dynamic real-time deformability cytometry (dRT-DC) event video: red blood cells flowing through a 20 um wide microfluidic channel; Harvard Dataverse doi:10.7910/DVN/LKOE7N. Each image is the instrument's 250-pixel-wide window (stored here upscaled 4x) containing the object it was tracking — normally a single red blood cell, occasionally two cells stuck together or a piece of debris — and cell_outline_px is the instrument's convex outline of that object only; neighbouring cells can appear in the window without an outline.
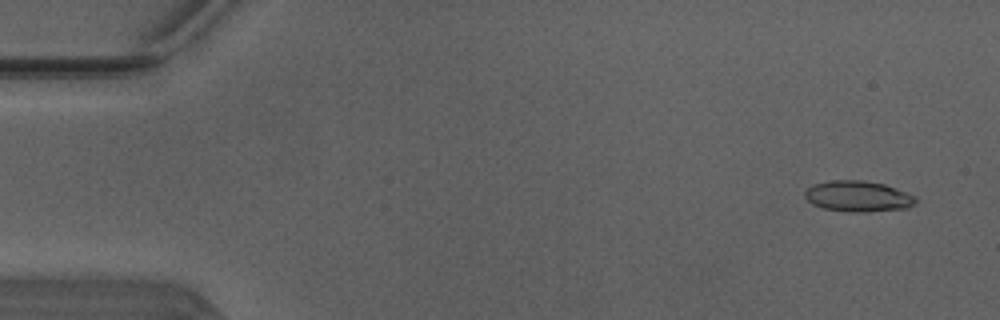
{"species": "Egyptian fruit bat (a non-hibernating species)", "species_latin": "Rousettus aegyptiacus", "temperature_condition": "warm", "stored_images_in_passage": 50, "camera_frame_rate_fps": 3000, "um_per_image_px": 0.085, "animal": {"sex": "male"}, "frame": {"image": 1, "passage_image": 3, "time_ms": 0.667, "image_size_px": [1000, 320], "cell_outline_px": [[920, 200], [916, 204], [908, 208], [868, 212], [848, 212], [824, 208], [812, 204], [804, 196], [804, 192], [808, 188], [816, 184], [832, 180], [860, 180], [884, 184], [896, 188], [916, 196]], "centroid_in_image_um": [72.99, 16.7], "position_along_channel_um": 12.0, "area_um2": 20.06}}
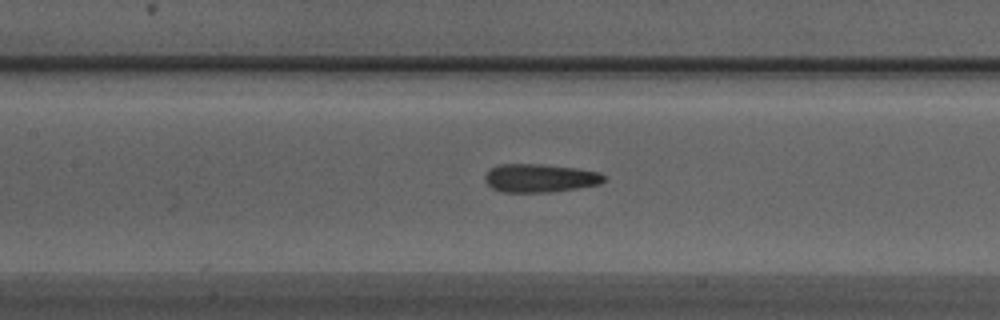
{"frame": {"image": 2, "passage_image": 23, "time_ms": 7.333, "image_size_px": [1000, 320], "cell_outline_px": [[608, 180], [600, 184], [576, 188], [548, 192], [500, 192], [492, 188], [484, 180], [484, 176], [492, 168], [500, 164], [540, 164], [576, 168], [600, 172]], "centroid_in_image_um": [45.91, 15.14], "position_along_channel_um": 161.5, "area_um2": 19.65}}
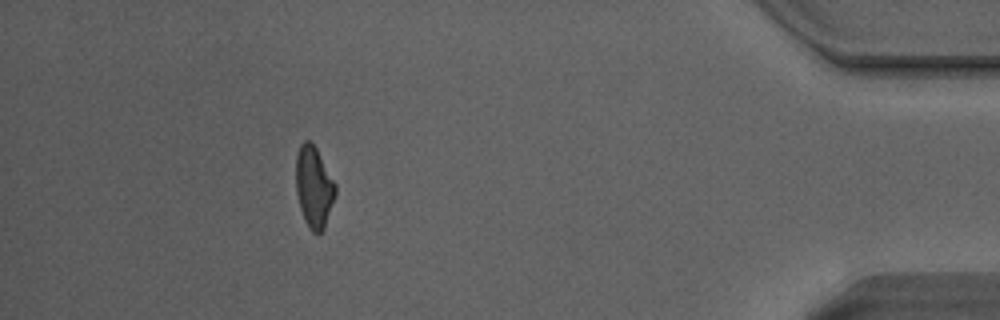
{"frame": {"image": 3, "passage_image": 45, "time_ms": 14.667, "image_size_px": [1000, 320], "cell_outline_px": [[336, 192], [324, 228], [320, 232], [312, 232], [304, 220], [300, 208], [296, 192], [296, 156], [300, 144], [304, 140], [308, 140], [316, 148], [336, 184]], "centroid_in_image_um": [26.67, 15.88], "position_along_channel_um": 408.5, "area_um2": 18.5}, "authors_computed_cell_mechanics": {"area_um2": 19.363, "velocity_mm_per_s": 4.1306, "shape_relaxation_time_tau1_ms": 4.3115, "shape_relaxation_time_tau2_ms": 2.0132, "deformation_change_tau1": 0.1546, "deformation_change_tau2": 0.1257}}